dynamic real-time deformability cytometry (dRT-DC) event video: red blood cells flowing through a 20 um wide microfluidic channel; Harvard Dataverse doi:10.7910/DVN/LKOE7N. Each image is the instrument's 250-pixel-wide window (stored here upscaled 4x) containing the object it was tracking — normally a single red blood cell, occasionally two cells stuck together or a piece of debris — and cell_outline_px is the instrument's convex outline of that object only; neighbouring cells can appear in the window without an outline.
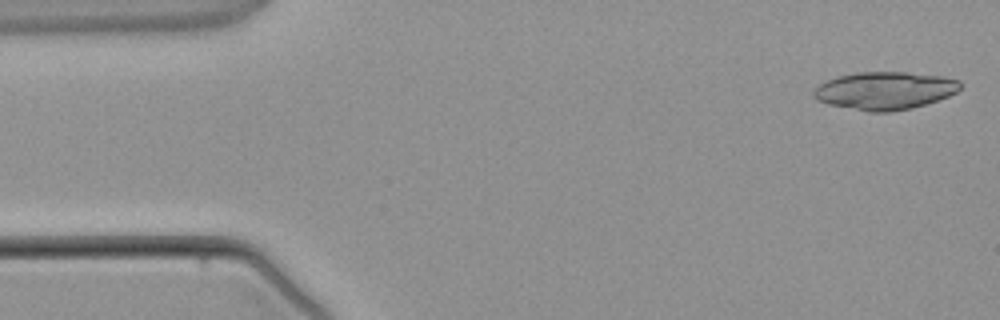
{"species": "common noctule bat (a hibernating species)", "species_latin": "Nyctalus noctula", "temperature_condition": "warm", "stored_images_in_passage": 5, "camera_frame_rate_fps": 3000, "um_per_image_px": 0.085, "animal": {"sex": "male", "body_mass_g": 21.5, "forearm_length_mm": 52.0}, "frame": {"image": 1, "passage_image": 1, "time_ms": 0.0, "image_size_px": [1000, 320], "cell_outline_px": [[960, 88], [956, 92], [948, 96], [912, 108], [892, 112], [868, 112], [828, 104], [816, 100], [812, 96], [812, 92], [820, 84], [828, 80], [840, 76], [856, 72], [908, 72], [940, 76], [960, 80]], "centroid_in_image_um": [75.19, 7.71], "position_along_channel_um": 9.8, "area_um2": 32.19}}